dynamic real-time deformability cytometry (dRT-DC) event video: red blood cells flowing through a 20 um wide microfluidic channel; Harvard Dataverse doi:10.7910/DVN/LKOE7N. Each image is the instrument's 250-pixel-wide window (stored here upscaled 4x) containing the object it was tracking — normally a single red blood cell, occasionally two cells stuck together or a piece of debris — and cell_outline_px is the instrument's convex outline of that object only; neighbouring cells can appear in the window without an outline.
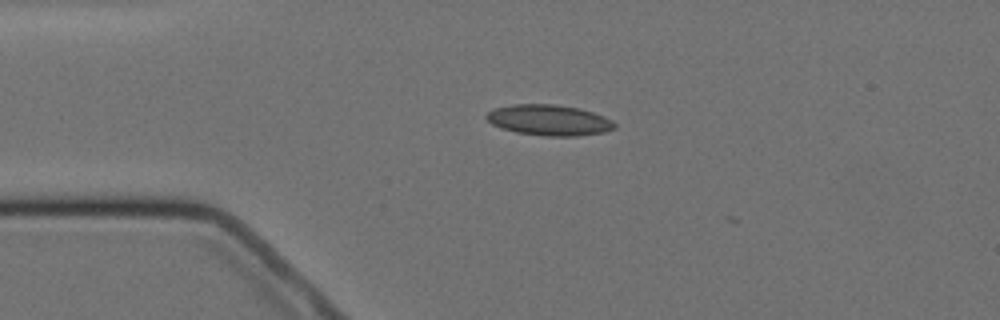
{"species": "Egyptian fruit bat (a non-hibernating species)", "species_latin": "Rousettus aegyptiacus", "temperature_condition": "cold", "stored_images_in_passage": 4, "camera_frame_rate_fps": 3000, "um_per_image_px": 0.085, "animal": {"sex": "female"}, "frame": {"image": 1, "passage_image": 2, "time_ms": 1.0, "image_size_px": [1000, 320], "cell_outline_px": [[616, 128], [604, 132], [576, 136], [544, 136], [516, 132], [500, 128], [492, 124], [484, 116], [492, 108], [512, 104], [556, 104], [580, 108], [604, 116], [612, 120], [616, 124]], "centroid_in_image_um": [46.65, 10.2], "position_along_channel_um": 38.3, "area_um2": 23.18}}